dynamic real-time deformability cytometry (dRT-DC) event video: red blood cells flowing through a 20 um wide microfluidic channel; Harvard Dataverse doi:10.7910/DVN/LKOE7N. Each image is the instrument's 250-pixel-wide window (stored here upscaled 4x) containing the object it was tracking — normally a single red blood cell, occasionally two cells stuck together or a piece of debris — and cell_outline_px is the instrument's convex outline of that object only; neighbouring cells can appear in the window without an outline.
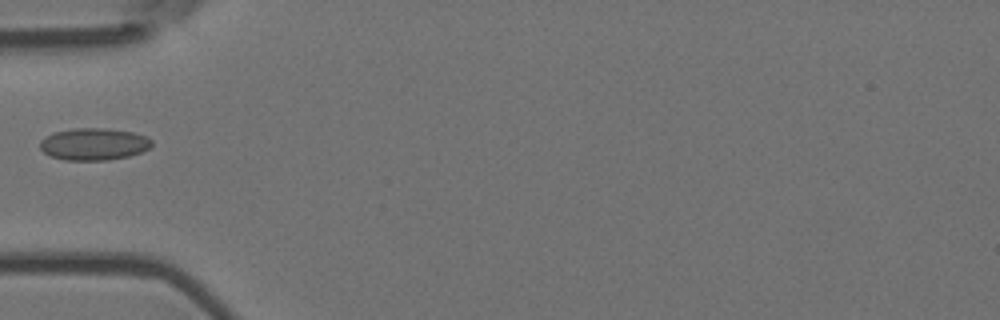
{"species": "Egyptian fruit bat (a non-hibernating species)", "species_latin": "Rousettus aegyptiacus", "temperature_condition": "room temperature", "stored_images_in_passage": 2, "camera_frame_rate_fps": 3000, "um_per_image_px": 0.085, "animal": {"sex": "female"}, "frame": {"image": 1, "passage_image": 2, "time_ms": 0.333, "image_size_px": [1000, 320], "cell_outline_px": [[152, 144], [148, 148], [140, 152], [128, 156], [108, 160], [64, 160], [52, 156], [44, 152], [40, 148], [40, 140], [56, 132], [76, 128], [108, 128], [132, 132], [148, 136], [152, 140]], "centroid_in_image_um": [8.0, 12.24], "position_along_channel_um": 77.0, "area_um2": 20.75}}